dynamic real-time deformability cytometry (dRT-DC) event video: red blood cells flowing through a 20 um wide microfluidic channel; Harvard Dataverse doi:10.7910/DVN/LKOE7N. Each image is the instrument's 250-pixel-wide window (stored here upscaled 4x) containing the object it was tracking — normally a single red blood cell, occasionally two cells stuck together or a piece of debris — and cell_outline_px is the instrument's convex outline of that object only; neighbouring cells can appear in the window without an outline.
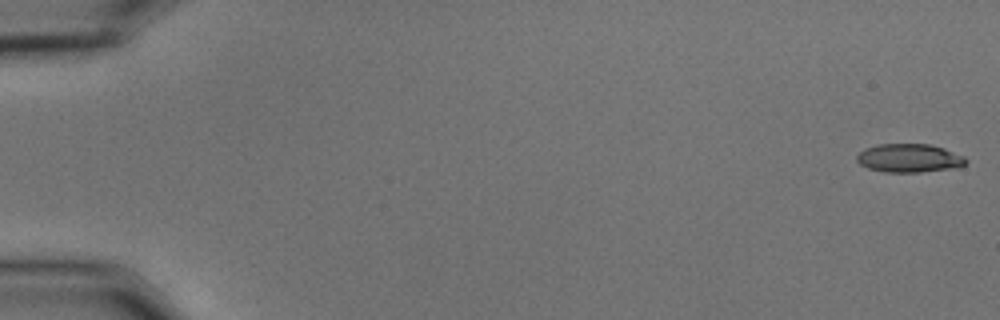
{"species": "common noctule bat (a hibernating species)", "species_latin": "Nyctalus noctula", "temperature_condition": "cold", "stored_images_in_passage": 56, "camera_frame_rate_fps": 3000, "um_per_image_px": 0.085, "animal": {"sex": "male", "body_mass_g": 15.6}, "frame": {"image": 1, "passage_image": 1, "time_ms": 0.0, "image_size_px": [1000, 320], "cell_outline_px": [[968, 160], [964, 164], [956, 168], [920, 172], [884, 172], [868, 168], [860, 164], [856, 160], [856, 156], [864, 148], [880, 144], [928, 144], [944, 148], [964, 156]], "centroid_in_image_um": [77.28, 13.44], "position_along_channel_um": 7.7, "area_um2": 18.15}}
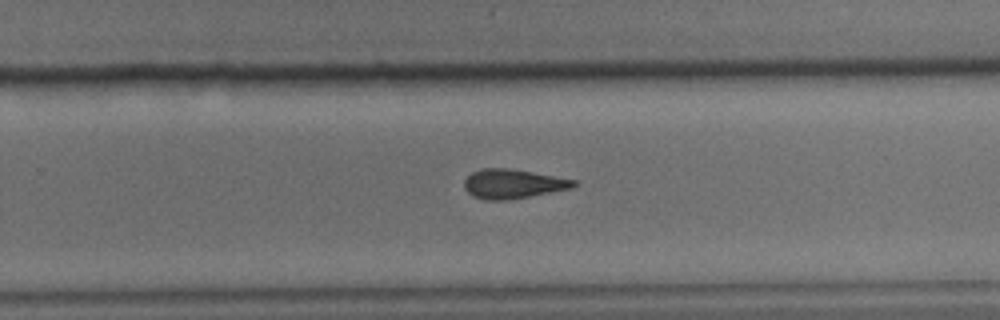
{"frame": {"image": 2, "passage_image": 37, "time_ms": 12.0, "image_size_px": [1000, 320], "cell_outline_px": [[576, 184], [572, 188], [528, 196], [504, 200], [484, 200], [472, 196], [464, 188], [464, 180], [472, 172], [480, 168], [508, 168], [532, 172], [576, 180]], "centroid_in_image_um": [43.54, 15.62], "position_along_channel_um": 286.3, "area_um2": 18.5}}
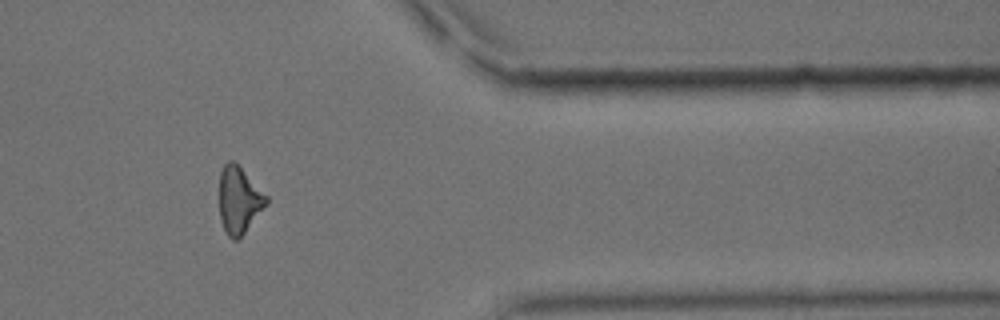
{"frame": {"image": 3, "passage_image": 47, "time_ms": 15.333, "image_size_px": [1000, 320], "cell_outline_px": [[268, 204], [244, 232], [236, 240], [232, 240], [228, 236], [220, 220], [220, 172], [224, 164], [228, 160], [232, 160], [268, 196]], "centroid_in_image_um": [20.32, 17.01], "position_along_channel_um": 391.1, "area_um2": 17.98}}